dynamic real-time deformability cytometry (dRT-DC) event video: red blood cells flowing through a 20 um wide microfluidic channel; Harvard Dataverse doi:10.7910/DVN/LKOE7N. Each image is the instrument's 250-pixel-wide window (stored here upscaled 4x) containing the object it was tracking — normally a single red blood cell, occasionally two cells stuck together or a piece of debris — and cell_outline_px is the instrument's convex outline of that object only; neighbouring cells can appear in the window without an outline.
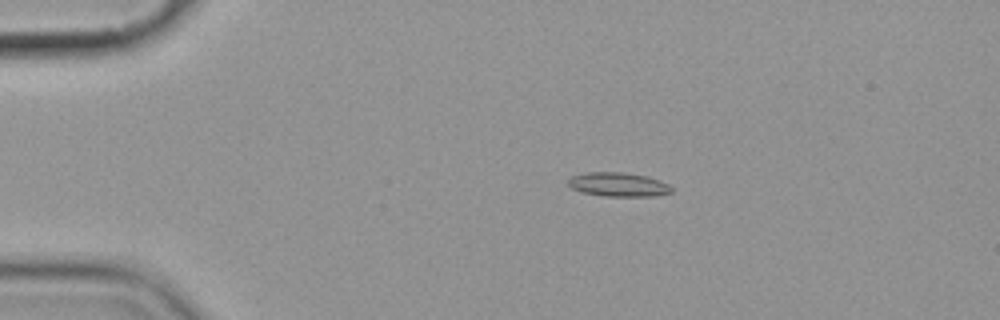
{"species": "common noctule bat (a hibernating species)", "species_latin": "Nyctalus noctula", "temperature_condition": "cold", "stored_images_in_passage": 10, "camera_frame_rate_fps": 3000, "um_per_image_px": 0.085, "animal": {"sex": "female", "body_mass_g": 19.9}, "frame": {"image": 1, "passage_image": 2, "time_ms": 1.0, "image_size_px": [1000, 320], "cell_outline_px": [[672, 192], [656, 196], [604, 196], [580, 192], [572, 188], [568, 184], [568, 180], [572, 176], [584, 172], [624, 172], [648, 176], [668, 184], [672, 188]], "centroid_in_image_um": [52.55, 15.68], "position_along_channel_um": 32.5, "area_um2": 14.57}}
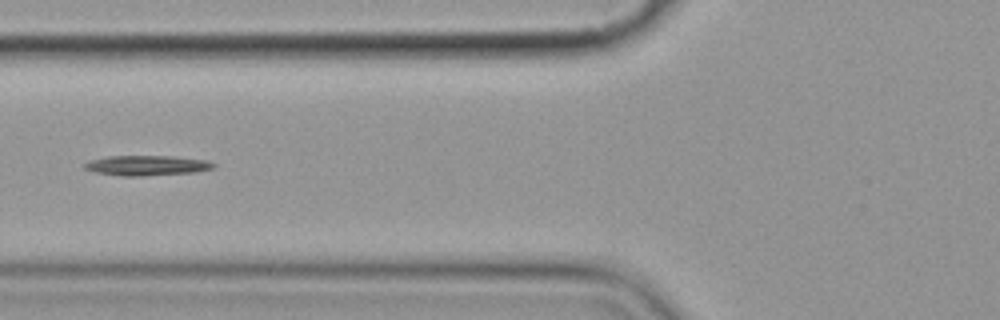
{"frame": {"image": 2, "passage_image": 5, "time_ms": 4.667, "image_size_px": [1000, 320], "cell_outline_px": [[216, 164], [212, 168], [192, 172], [140, 176], [120, 176], [96, 172], [84, 168], [84, 164], [88, 160], [108, 156], [172, 156], [208, 160]], "centroid_in_image_um": [12.44, 14.05], "position_along_channel_um": 113.4, "area_um2": 14.97}}
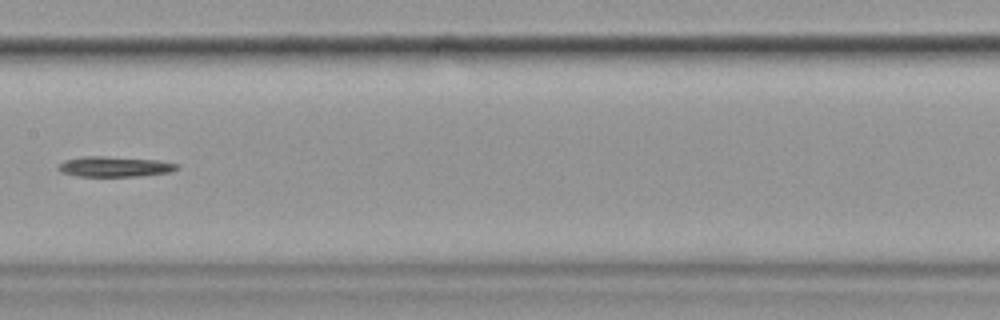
{"frame": {"image": 3, "passage_image": 7, "time_ms": 7.0, "image_size_px": [1000, 320], "cell_outline_px": [[180, 168], [172, 172], [140, 176], [76, 176], [60, 172], [56, 168], [64, 160], [84, 156], [104, 156], [160, 160], [176, 164]], "centroid_in_image_um": [9.74, 14.16], "position_along_channel_um": 197.7, "area_um2": 14.16}}